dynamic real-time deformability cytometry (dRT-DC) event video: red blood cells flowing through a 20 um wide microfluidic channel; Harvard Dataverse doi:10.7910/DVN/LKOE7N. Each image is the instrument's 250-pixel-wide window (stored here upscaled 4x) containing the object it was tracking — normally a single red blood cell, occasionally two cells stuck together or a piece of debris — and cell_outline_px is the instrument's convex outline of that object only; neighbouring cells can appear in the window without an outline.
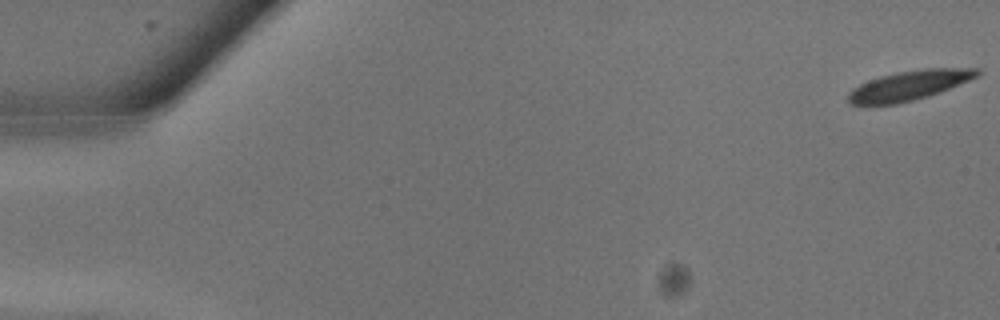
{"species": "common noctule bat (a hibernating species)", "species_latin": "Nyctalus noctula", "temperature_condition": "warm", "stored_images_in_passage": 9, "camera_frame_rate_fps": 3000, "um_per_image_px": 0.085, "animal": {"sex": "male", "body_mass_g": 13.3}, "frame": {"image": 1, "passage_image": 1, "time_ms": 0.0, "image_size_px": [1000, 320], "cell_outline_px": [[980, 76], [940, 92], [928, 96], [896, 104], [868, 108], [848, 104], [848, 92], [852, 88], [868, 80], [880, 76], [896, 72], [924, 68], [980, 68]], "centroid_in_image_um": [77.2, 7.29], "position_along_channel_um": 7.8, "area_um2": 23.0}}
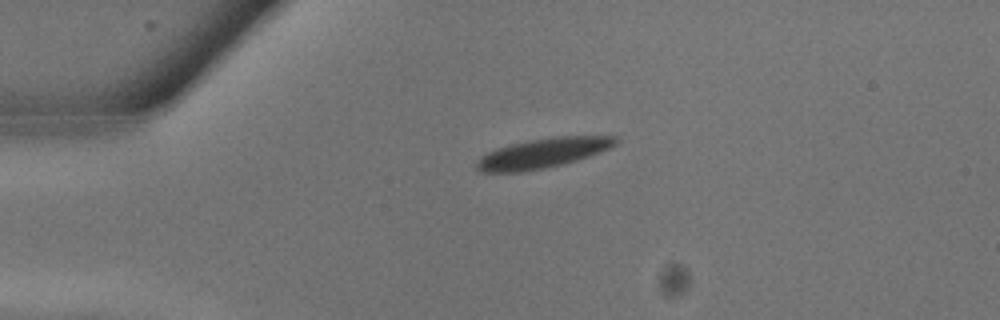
{"frame": {"image": 2, "passage_image": 7, "time_ms": 2.0, "image_size_px": [1000, 320], "cell_outline_px": [[620, 140], [616, 144], [600, 152], [576, 160], [544, 168], [520, 172], [480, 172], [476, 168], [476, 160], [480, 156], [496, 148], [508, 144], [528, 140], [556, 136], [616, 136]], "centroid_in_image_um": [46.1, 13.01], "position_along_channel_um": 38.9, "area_um2": 24.1}}